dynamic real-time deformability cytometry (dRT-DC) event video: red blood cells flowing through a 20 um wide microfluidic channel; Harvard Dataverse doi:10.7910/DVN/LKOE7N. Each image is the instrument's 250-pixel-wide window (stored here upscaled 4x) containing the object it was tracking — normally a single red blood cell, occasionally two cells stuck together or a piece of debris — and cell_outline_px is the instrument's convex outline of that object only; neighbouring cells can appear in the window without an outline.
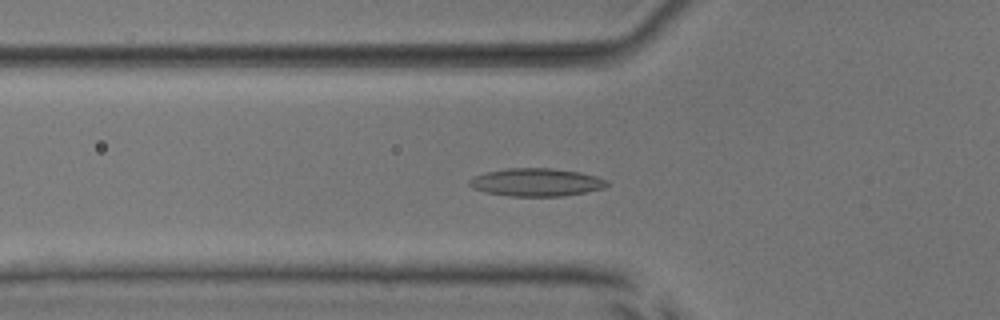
{"species": "common noctule bat (a hibernating species)", "species_latin": "Nyctalus noctula", "temperature_condition": "room temperature", "stored_images_in_passage": 53, "camera_frame_rate_fps": 3000, "um_per_image_px": 0.085, "animal": {"sex": "male", "body_mass_g": 17.9, "forearm_length_mm": 54.2}, "frame": {"image": 1, "passage_image": 19, "time_ms": 6.0, "image_size_px": [1000, 320], "cell_outline_px": [[608, 184], [604, 188], [584, 192], [560, 196], [508, 196], [484, 192], [472, 188], [468, 184], [468, 180], [476, 176], [488, 172], [508, 168], [552, 168], [580, 172], [596, 176], [608, 180]], "centroid_in_image_um": [45.58, 15.49], "position_along_channel_um": 80.2, "area_um2": 22.31}}
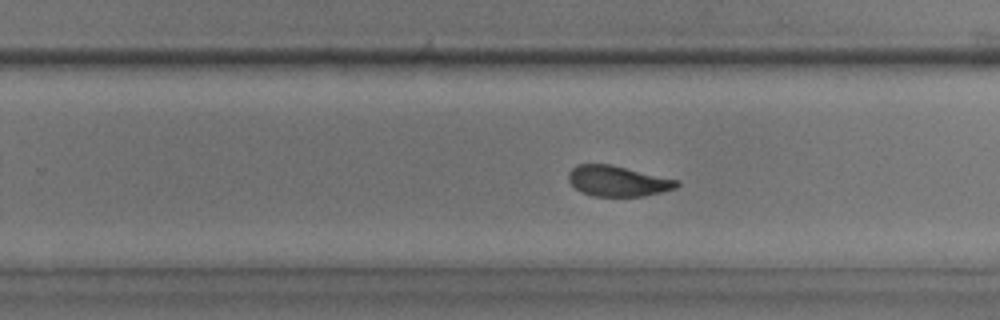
{"frame": {"image": 2, "passage_image": 34, "time_ms": 11.0, "image_size_px": [1000, 320], "cell_outline_px": [[680, 184], [676, 188], [644, 196], [592, 196], [580, 192], [568, 180], [568, 172], [576, 164], [608, 164], [680, 180]], "centroid_in_image_um": [52.5, 15.39], "position_along_channel_um": 277.3, "area_um2": 19.25}}
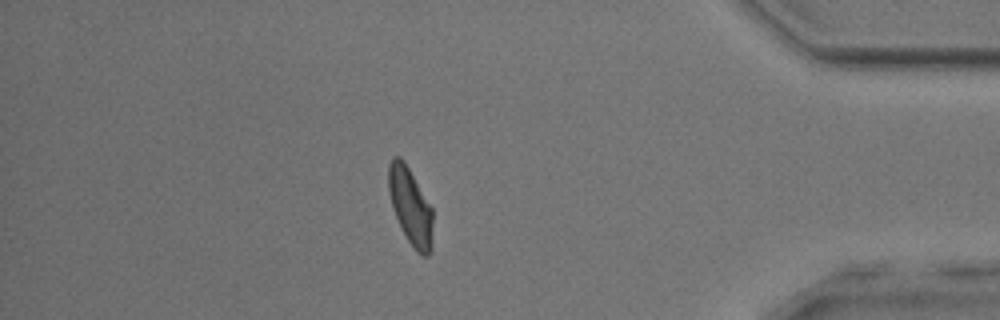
{"frame": {"image": 3, "passage_image": 46, "time_ms": 15.0, "image_size_px": [1000, 320], "cell_outline_px": [[432, 248], [428, 256], [424, 256], [416, 252], [408, 240], [392, 208], [388, 188], [388, 164], [392, 156], [400, 156], [404, 160], [432, 208]], "centroid_in_image_um": [34.88, 17.51], "position_along_channel_um": 400.3, "area_um2": 19.77}, "authors_computed_cell_mechanics": {"area_um2": 20.1722, "velocity_mm_per_s": 3.9475, "shape_relaxation_time_tau1_ms": 4.266, "shape_relaxation_time_tau2_ms": 1.4961, "deformation_change_tau1": 0.1223, "deformation_change_tau2": 0.08}}